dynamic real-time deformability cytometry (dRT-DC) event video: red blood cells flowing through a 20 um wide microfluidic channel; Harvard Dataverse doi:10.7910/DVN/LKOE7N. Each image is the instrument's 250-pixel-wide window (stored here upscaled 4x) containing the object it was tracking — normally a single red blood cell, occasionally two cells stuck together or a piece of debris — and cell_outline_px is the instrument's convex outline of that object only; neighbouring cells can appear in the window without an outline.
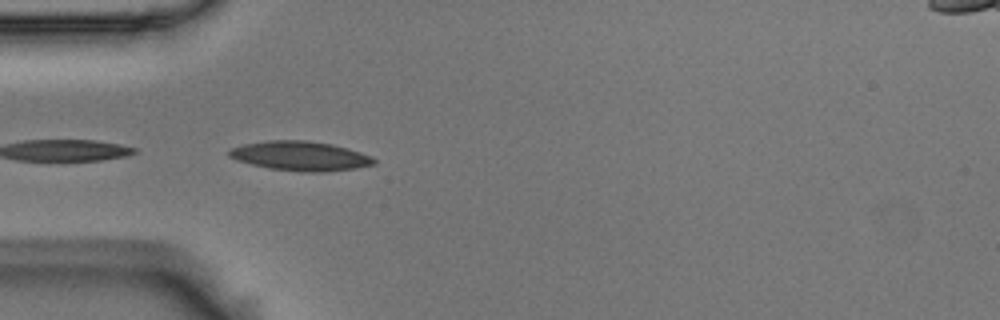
{"species": "Egyptian fruit bat (a non-hibernating species)", "species_latin": "Rousettus aegyptiacus", "temperature_condition": "room temperature", "stored_images_in_passage": 26, "camera_frame_rate_fps": 3000, "um_per_image_px": 0.085, "animal": {"sex": "male"}, "frame": {"image": 1, "passage_image": 1, "time_ms": 0.0, "image_size_px": [1000, 320], "cell_outline_px": [[376, 164], [356, 168], [324, 172], [300, 172], [268, 168], [236, 160], [228, 156], [228, 152], [232, 148], [244, 144], [272, 140], [304, 140], [332, 144], [348, 148], [372, 156], [376, 160]], "centroid_in_image_um": [25.56, 13.26], "position_along_channel_um": 59.4, "area_um2": 24.85}}